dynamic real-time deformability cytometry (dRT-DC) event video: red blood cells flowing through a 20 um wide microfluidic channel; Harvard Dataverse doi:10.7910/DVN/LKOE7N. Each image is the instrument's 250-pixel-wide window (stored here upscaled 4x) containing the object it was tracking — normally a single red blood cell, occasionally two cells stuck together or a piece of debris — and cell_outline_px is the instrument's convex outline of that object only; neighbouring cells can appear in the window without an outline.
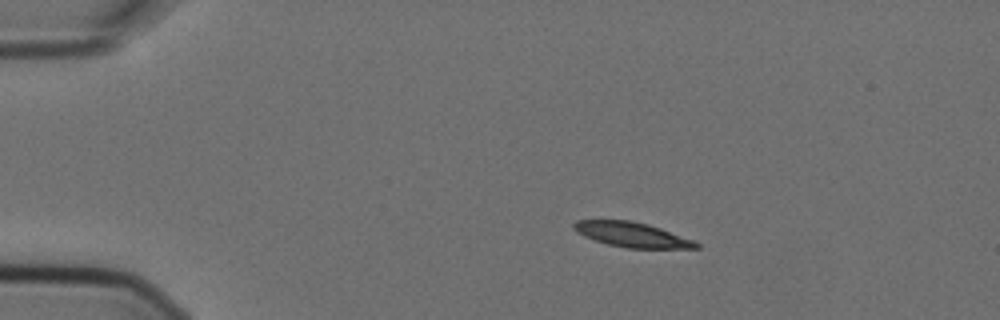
{"species": "Egyptian fruit bat (a non-hibernating species)", "species_latin": "Rousettus aegyptiacus", "temperature_condition": "cold", "stored_images_in_passage": 5, "camera_frame_rate_fps": 3000, "um_per_image_px": 0.085, "animal": {"sex": "female"}, "frame": {"image": 1, "passage_image": 2, "time_ms": 0.333, "image_size_px": [1000, 320], "cell_outline_px": [[700, 248], [628, 248], [608, 244], [584, 236], [576, 232], [572, 228], [572, 224], [576, 220], [632, 220], [648, 224], [660, 228], [692, 240], [700, 244]], "centroid_in_image_um": [53.68, 19.93], "position_along_channel_um": 31.3, "area_um2": 17.57}}
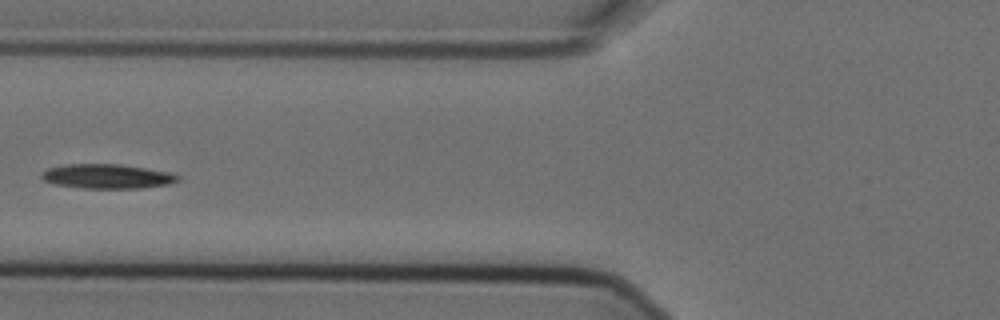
{"frame": {"image": 2, "passage_image": 5, "time_ms": 1.333, "image_size_px": [1000, 320], "cell_outline_px": [[180, 180], [168, 184], [140, 188], [84, 188], [56, 184], [44, 180], [40, 176], [48, 168], [68, 164], [120, 164], [172, 172], [180, 176]], "centroid_in_image_um": [9.16, 14.98], "position_along_channel_um": 116.6, "area_um2": 19.31}}